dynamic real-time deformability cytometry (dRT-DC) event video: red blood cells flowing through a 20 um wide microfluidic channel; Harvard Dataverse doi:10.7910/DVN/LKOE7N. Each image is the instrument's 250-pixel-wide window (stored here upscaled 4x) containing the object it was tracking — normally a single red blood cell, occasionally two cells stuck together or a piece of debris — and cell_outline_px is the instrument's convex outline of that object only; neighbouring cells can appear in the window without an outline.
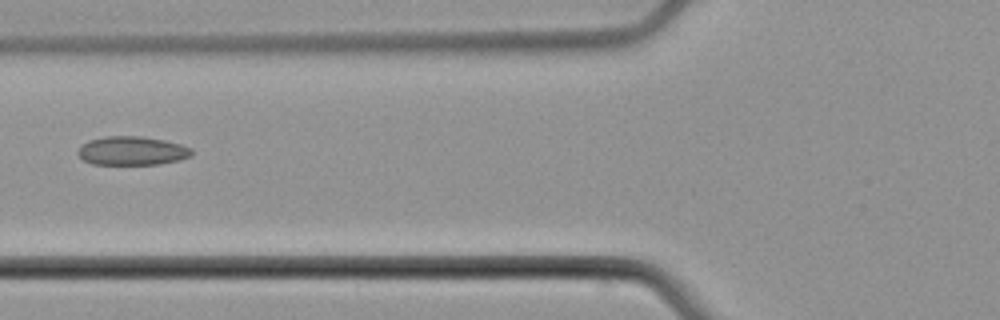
{"species": "common noctule bat (a hibernating species)", "species_latin": "Nyctalus noctula", "temperature_condition": "cold", "stored_images_in_passage": 6, "camera_frame_rate_fps": 3000, "um_per_image_px": 0.085, "animal": {"sex": "male", "body_mass_g": 21.5, "forearm_length_mm": 52.0}, "frame": {"image": 1, "passage_image": 6, "time_ms": 6.0, "image_size_px": [1000, 320], "cell_outline_px": [[192, 156], [180, 160], [160, 164], [92, 164], [84, 160], [76, 152], [80, 144], [88, 140], [104, 136], [140, 136], [164, 140], [180, 144], [192, 148]], "centroid_in_image_um": [11.21, 12.81], "position_along_channel_um": 114.6, "area_um2": 19.25}}